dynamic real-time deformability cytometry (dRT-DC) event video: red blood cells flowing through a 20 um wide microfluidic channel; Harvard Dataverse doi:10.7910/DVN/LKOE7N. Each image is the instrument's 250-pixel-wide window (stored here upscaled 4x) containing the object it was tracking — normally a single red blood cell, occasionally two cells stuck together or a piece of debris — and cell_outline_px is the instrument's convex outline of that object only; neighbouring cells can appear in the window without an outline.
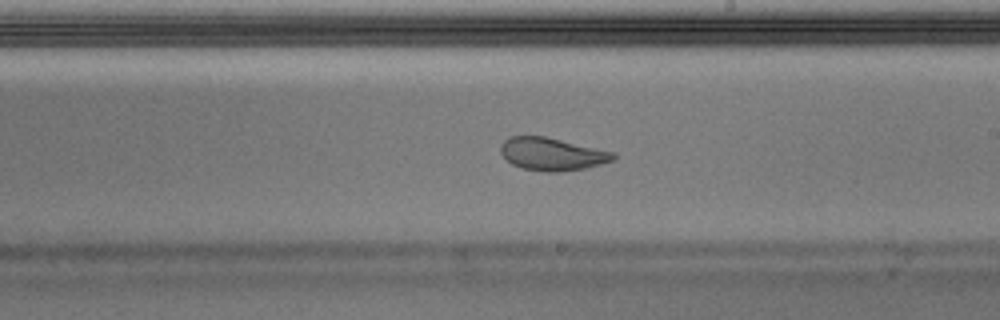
{"species": "Egyptian fruit bat (a non-hibernating species)", "species_latin": "Rousettus aegyptiacus", "temperature_condition": "warm", "stored_images_in_passage": 51, "camera_frame_rate_fps": 3000, "um_per_image_px": 0.085, "animal": {"sex": "male"}, "frame": {"image": 1, "passage_image": 30, "time_ms": 9.667, "image_size_px": [1000, 320], "cell_outline_px": [[616, 156], [612, 160], [600, 164], [584, 168], [560, 172], [544, 172], [524, 168], [512, 164], [500, 152], [500, 144], [508, 136], [544, 136], [616, 152]], "centroid_in_image_um": [46.91, 13.09], "position_along_channel_um": 242.1, "area_um2": 21.44}}
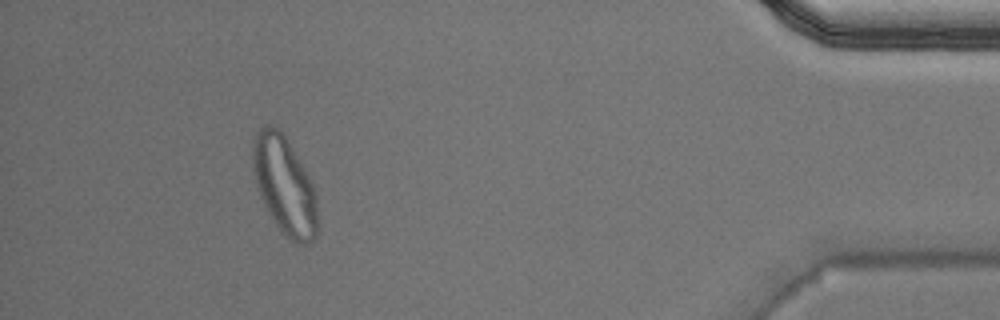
{"frame": {"image": 2, "passage_image": 47, "time_ms": 15.333, "image_size_px": [1000, 320], "cell_outline_px": [[316, 236], [308, 244], [292, 244], [276, 224], [268, 212], [264, 204], [256, 184], [252, 164], [252, 140], [256, 132], [264, 124], [272, 124], [280, 128], [308, 176], [312, 184], [316, 196]], "centroid_in_image_um": [24.15, 15.74], "position_along_channel_um": 411.1, "area_um2": 36.76}}